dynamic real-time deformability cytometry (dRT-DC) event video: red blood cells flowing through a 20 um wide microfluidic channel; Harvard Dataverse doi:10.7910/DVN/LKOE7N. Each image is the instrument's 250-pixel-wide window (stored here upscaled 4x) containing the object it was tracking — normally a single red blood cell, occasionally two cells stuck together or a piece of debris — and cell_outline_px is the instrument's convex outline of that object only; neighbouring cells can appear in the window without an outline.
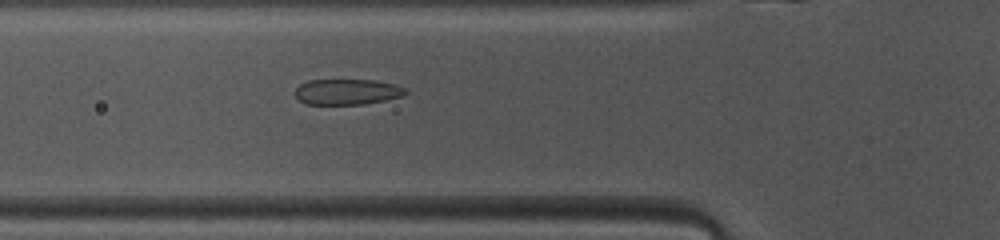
{"species": "common noctule bat (a hibernating species)", "species_latin": "Nyctalus noctula", "temperature_condition": "warm", "stored_images_in_passage": 47, "camera_frame_rate_fps": 3000, "um_per_image_px": 0.085, "animal": {"sex": "female", "body_mass_g": 10.0, "forearm_length_mm": 53.1}, "frame": {"image": 1, "passage_image": 15, "time_ms": 4.667, "image_size_px": [1000, 240], "cell_outline_px": [[408, 92], [404, 96], [364, 104], [304, 104], [292, 92], [300, 84], [308, 80], [376, 80], [396, 84], [408, 88]], "centroid_in_image_um": [29.53, 7.8], "position_along_channel_um": 96.3, "area_um2": 16.76}}
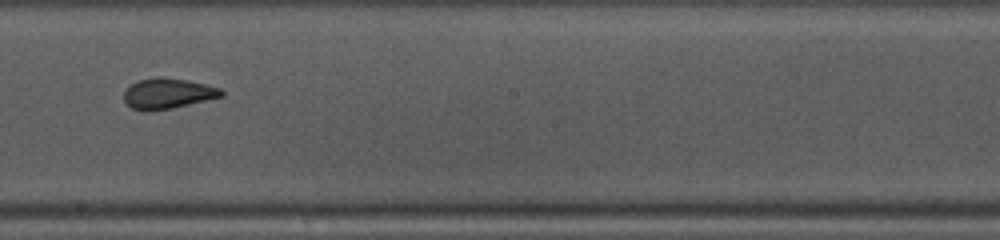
{"frame": {"image": 2, "passage_image": 25, "time_ms": 8.0, "image_size_px": [1000, 240], "cell_outline_px": [[224, 96], [208, 100], [172, 108], [148, 112], [144, 112], [132, 108], [124, 100], [124, 92], [128, 84], [140, 80], [156, 76], [160, 76], [188, 80], [208, 84], [220, 88], [224, 92]], "centroid_in_image_um": [14.26, 7.94], "position_along_channel_um": 233.9, "area_um2": 17.69}}
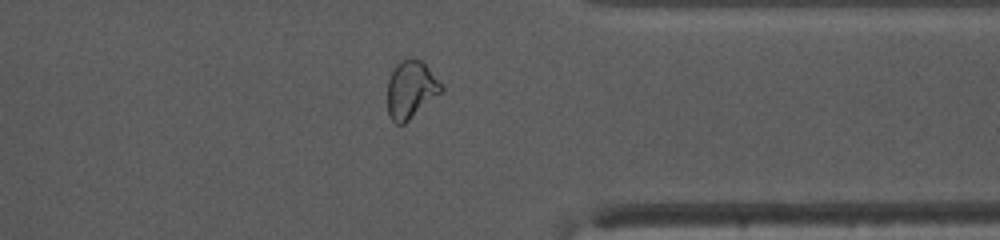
{"frame": {"image": 3, "passage_image": 36, "time_ms": 11.667, "image_size_px": [1000, 240], "cell_outline_px": [[444, 92], [404, 124], [396, 124], [388, 116], [388, 80], [396, 64], [400, 60], [424, 60], [444, 84]], "centroid_in_image_um": [34.99, 7.62], "position_along_channel_um": 376.4, "area_um2": 18.55}, "authors_computed_cell_mechanics": {"area_um2": 18.2648, "velocity_mm_per_s": 4.1026, "shape_relaxation_time_tau1_ms": 6.5941, "shape_relaxation_time_tau2_ms": 1.0817, "deformation_change_tau1": 0.1689, "deformation_change_tau2": 0.0659}}